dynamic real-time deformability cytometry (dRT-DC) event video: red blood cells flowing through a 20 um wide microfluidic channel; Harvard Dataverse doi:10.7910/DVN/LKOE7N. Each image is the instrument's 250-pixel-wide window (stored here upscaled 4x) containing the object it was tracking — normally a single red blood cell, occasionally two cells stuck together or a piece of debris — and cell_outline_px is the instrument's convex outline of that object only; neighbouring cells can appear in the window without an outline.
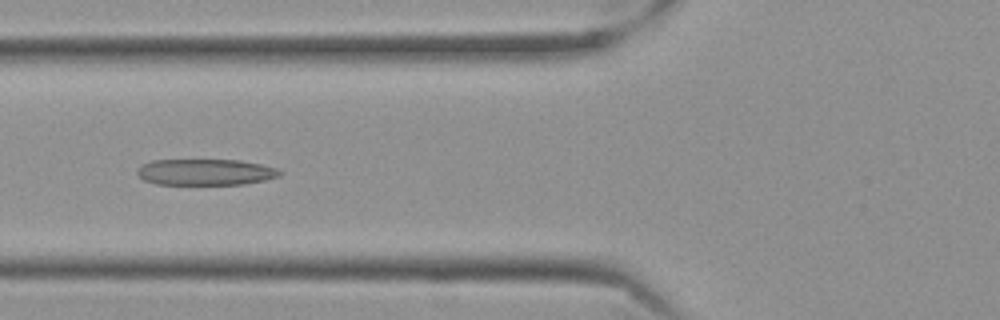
{"species": "Egyptian fruit bat (a non-hibernating species)", "species_latin": "Rousettus aegyptiacus", "temperature_condition": "cold", "stored_images_in_passage": 48, "camera_frame_rate_fps": 3000, "um_per_image_px": 0.085, "frame": {"image": 1, "passage_image": 18, "time_ms": 5.667, "image_size_px": [1000, 320], "cell_outline_px": [[284, 172], [280, 176], [264, 180], [244, 184], [156, 184], [144, 180], [136, 172], [144, 164], [152, 160], [240, 160], [260, 164], [276, 168]], "centroid_in_image_um": [17.5, 14.63], "position_along_channel_um": 108.3, "area_um2": 21.62}}
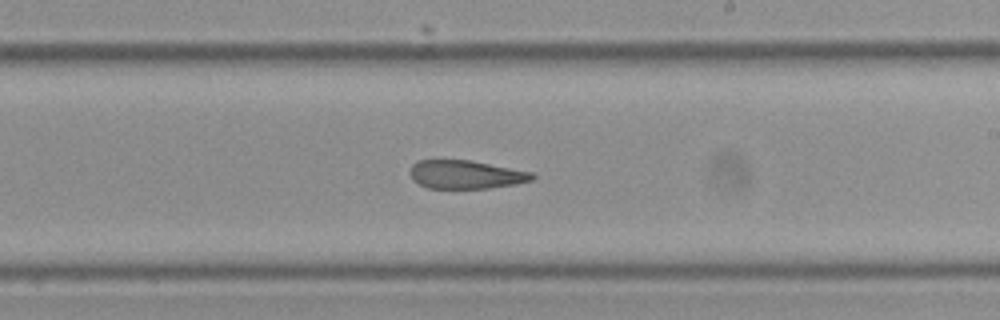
{"frame": {"image": 2, "passage_image": 30, "time_ms": 9.667, "image_size_px": [1000, 320], "cell_outline_px": [[536, 176], [532, 180], [516, 184], [488, 188], [428, 188], [412, 180], [412, 164], [420, 160], [472, 160], [532, 172]], "centroid_in_image_um": [39.63, 14.83], "position_along_channel_um": 249.4, "area_um2": 20.11}}
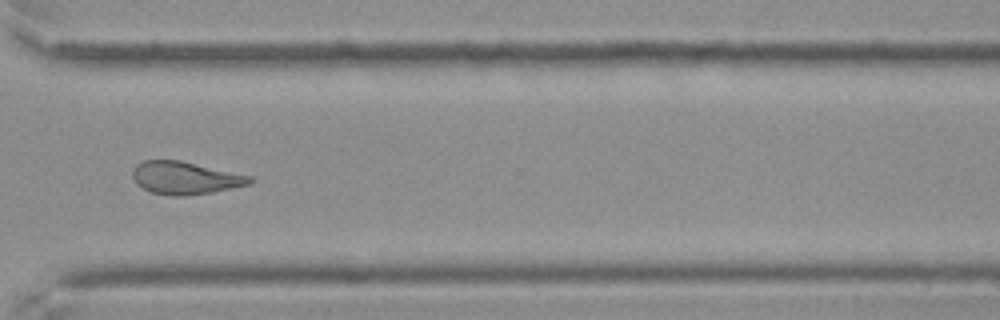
{"frame": {"image": 3, "passage_image": 39, "time_ms": 12.667, "image_size_px": [1000, 320], "cell_outline_px": [[252, 180], [248, 184], [212, 192], [184, 196], [172, 196], [152, 192], [136, 184], [132, 176], [132, 172], [136, 164], [144, 160], [180, 160], [252, 176]], "centroid_in_image_um": [15.7, 15.12], "position_along_channel_um": 354.9, "area_um2": 22.14}, "authors_computed_cell_mechanics": {"area_um2": 22.2241, "velocity_mm_per_s": 3.5153, "shape_relaxation_time_tau1_ms": null, "shape_relaxation_time_tau2_ms": 2.311, "deformation_change_tau1": null, "deformation_change_tau2": 0.111}}